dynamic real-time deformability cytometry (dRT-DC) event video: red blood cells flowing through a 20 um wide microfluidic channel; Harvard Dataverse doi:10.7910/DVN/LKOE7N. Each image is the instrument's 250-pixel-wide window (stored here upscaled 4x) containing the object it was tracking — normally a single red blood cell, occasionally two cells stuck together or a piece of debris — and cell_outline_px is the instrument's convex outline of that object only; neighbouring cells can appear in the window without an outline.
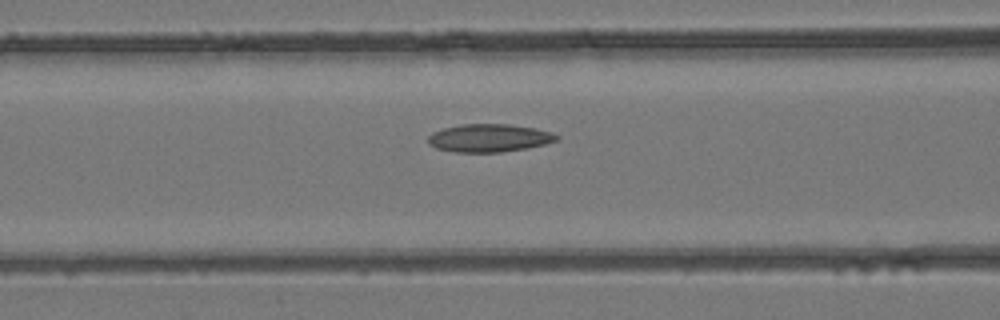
{"species": "common noctule bat (a hibernating species)", "species_latin": "Nyctalus noctula", "temperature_condition": "room temperature", "stored_images_in_passage": 15, "camera_frame_rate_fps": 3000, "um_per_image_px": 0.085, "animal": {"sex": "female", "body_mass_g": 24.6, "forearm_length_mm": 56.2}, "frame": {"image": 1, "passage_image": 6, "time_ms": 1.667, "image_size_px": [1000, 320], "cell_outline_px": [[560, 140], [528, 148], [500, 152], [456, 152], [436, 148], [428, 144], [428, 136], [432, 132], [444, 128], [460, 124], [508, 124], [536, 128], [552, 132], [560, 136]], "centroid_in_image_um": [41.6, 11.72], "position_along_channel_um": 125.0, "area_um2": 21.1}}
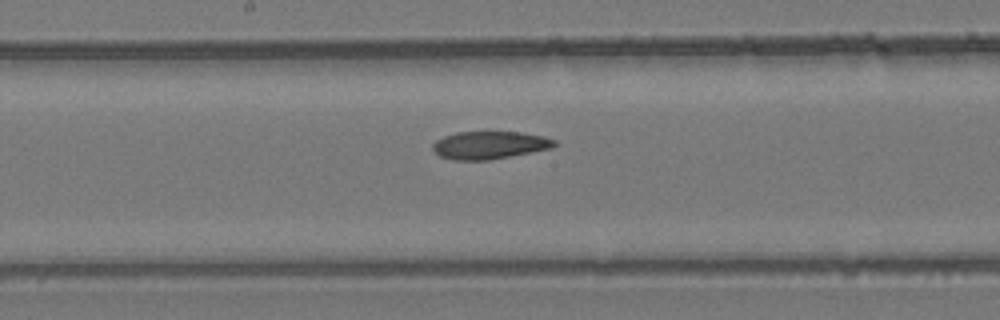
{"frame": {"image": 2, "passage_image": 11, "time_ms": 3.333, "image_size_px": [1000, 320], "cell_outline_px": [[556, 144], [552, 148], [532, 152], [488, 160], [452, 160], [440, 156], [432, 148], [432, 144], [436, 140], [444, 136], [456, 132], [520, 132], [544, 136], [556, 140]], "centroid_in_image_um": [41.61, 12.33], "position_along_channel_um": 206.6, "area_um2": 19.65}}
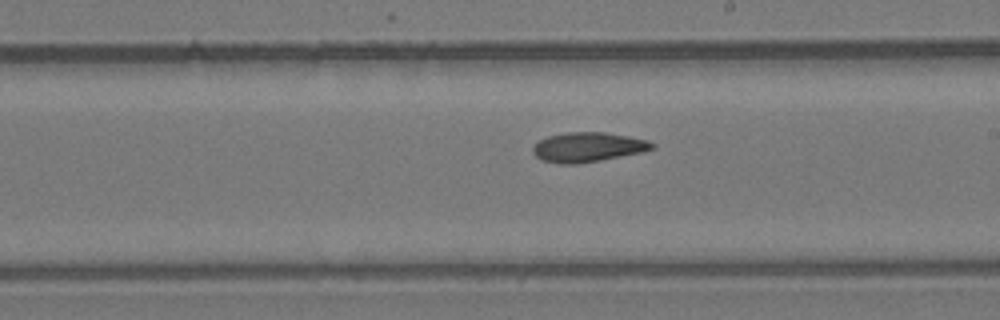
{"frame": {"image": 3, "passage_image": 13, "time_ms": 4.0, "image_size_px": [1000, 320], "cell_outline_px": [[656, 148], [644, 152], [600, 160], [576, 164], [560, 164], [540, 160], [532, 152], [532, 148], [540, 140], [548, 136], [568, 132], [604, 132], [628, 136], [648, 140], [656, 144]], "centroid_in_image_um": [50.0, 12.51], "position_along_channel_um": 239.0, "area_um2": 20.69}}